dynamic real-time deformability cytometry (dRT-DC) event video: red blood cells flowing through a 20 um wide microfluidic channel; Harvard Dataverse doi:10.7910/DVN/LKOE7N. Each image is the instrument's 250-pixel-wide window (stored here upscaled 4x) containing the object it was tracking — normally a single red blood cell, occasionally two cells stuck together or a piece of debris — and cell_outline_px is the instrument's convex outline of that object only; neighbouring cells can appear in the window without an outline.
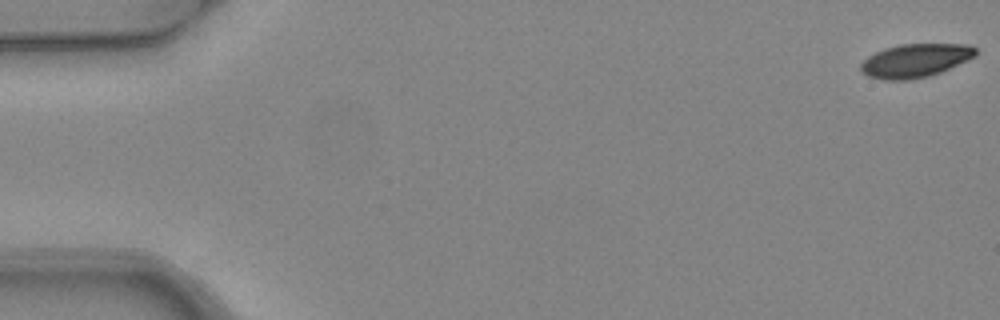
{"species": "common noctule bat (a hibernating species)", "species_latin": "Nyctalus noctula", "temperature_condition": "warm", "stored_images_in_passage": 5, "camera_frame_rate_fps": 3000, "um_per_image_px": 0.085, "animal": {"sex": "female", "body_mass_g": 24.6, "forearm_length_mm": 56.2}, "frame": {"image": 1, "passage_image": 1, "time_ms": 0.0, "image_size_px": [1000, 320], "cell_outline_px": [[976, 56], [968, 60], [940, 72], [928, 76], [908, 80], [884, 80], [868, 76], [860, 72], [860, 64], [868, 56], [884, 48], [900, 44], [968, 44], [976, 48]], "centroid_in_image_um": [77.78, 5.15], "position_along_channel_um": 7.2, "area_um2": 22.48}}
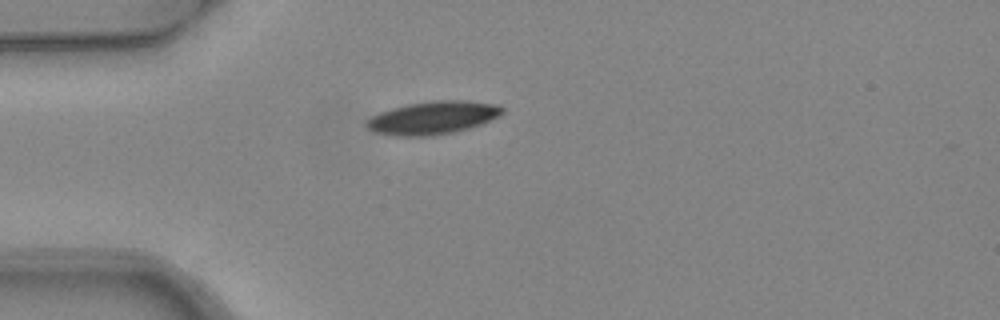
{"frame": {"image": 2, "passage_image": 5, "time_ms": 1.333, "image_size_px": [1000, 320], "cell_outline_px": [[504, 112], [500, 116], [480, 124], [468, 128], [452, 132], [432, 136], [392, 136], [372, 132], [364, 124], [372, 116], [380, 112], [392, 108], [408, 104], [432, 100], [464, 100], [496, 104], [504, 108]], "centroid_in_image_um": [36.77, 10.01], "position_along_channel_um": 48.2, "area_um2": 26.18}}